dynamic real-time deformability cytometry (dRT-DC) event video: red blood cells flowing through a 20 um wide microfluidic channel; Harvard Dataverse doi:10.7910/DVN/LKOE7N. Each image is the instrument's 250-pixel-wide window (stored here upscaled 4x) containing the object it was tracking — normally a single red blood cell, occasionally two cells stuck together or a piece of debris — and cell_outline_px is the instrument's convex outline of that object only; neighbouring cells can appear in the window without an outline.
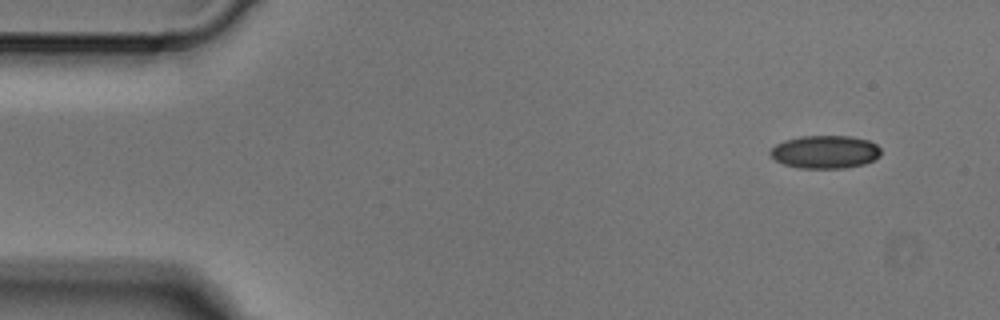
{"species": "Egyptian fruit bat (a non-hibernating species)", "species_latin": "Rousettus aegyptiacus", "temperature_condition": "cold", "stored_images_in_passage": 4, "camera_frame_rate_fps": 3000, "um_per_image_px": 0.085, "animal": {"sex": "male"}, "frame": {"image": 1, "passage_image": 1, "time_ms": 0.0, "image_size_px": [1000, 320], "cell_outline_px": [[880, 156], [864, 164], [844, 168], [800, 168], [784, 164], [776, 160], [768, 152], [776, 144], [784, 140], [800, 136], [852, 136], [868, 140], [876, 144], [880, 148]], "centroid_in_image_um": [70.13, 12.9], "position_along_channel_um": 14.9, "area_um2": 21.27}}